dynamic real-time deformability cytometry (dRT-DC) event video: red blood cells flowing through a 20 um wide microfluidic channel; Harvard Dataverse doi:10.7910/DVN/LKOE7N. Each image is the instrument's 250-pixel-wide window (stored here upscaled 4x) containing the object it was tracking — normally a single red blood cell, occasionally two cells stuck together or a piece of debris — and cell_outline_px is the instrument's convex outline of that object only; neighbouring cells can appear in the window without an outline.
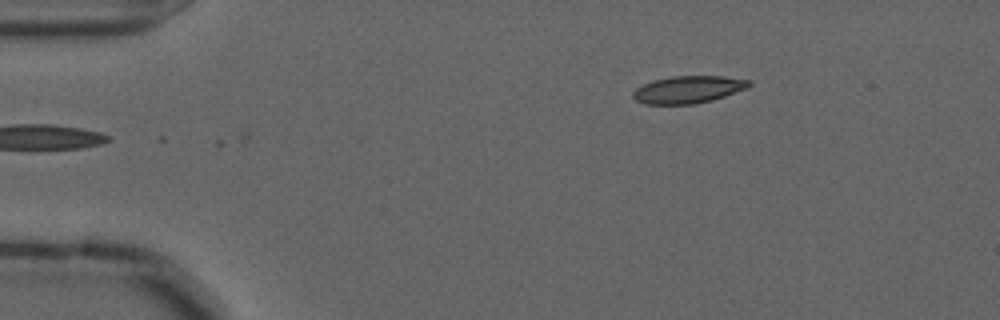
{"species": "common noctule bat (a hibernating species)", "species_latin": "Nyctalus noctula", "temperature_condition": "cold", "stored_images_in_passage": 46, "camera_frame_rate_fps": 3000, "um_per_image_px": 0.085, "animal": {"sex": "male", "forearm_length_mm": 52.5}, "frame": {"image": 1, "passage_image": 1, "time_ms": 0.0, "image_size_px": [1000, 320], "cell_outline_px": [[752, 84], [748, 88], [712, 100], [696, 104], [644, 104], [636, 100], [632, 96], [632, 92], [636, 88], [652, 80], [672, 76], [720, 76], [752, 80]], "centroid_in_image_um": [58.5, 7.61], "position_along_channel_um": 26.5, "area_um2": 18.55}}
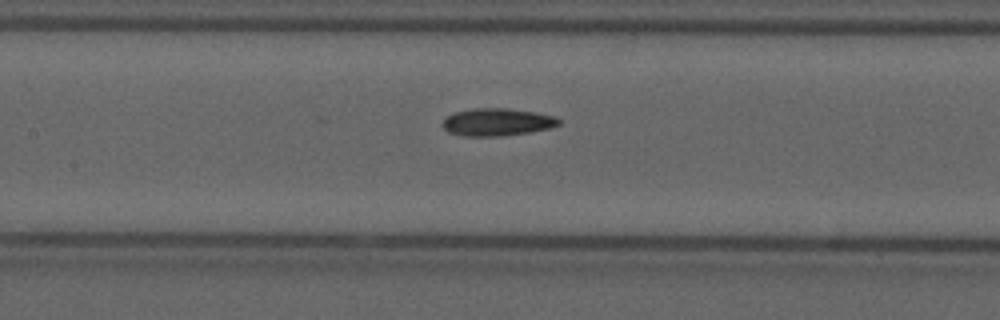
{"frame": {"image": 2, "passage_image": 18, "time_ms": 5.667, "image_size_px": [1000, 320], "cell_outline_px": [[560, 124], [548, 128], [528, 132], [500, 136], [464, 136], [448, 132], [440, 124], [444, 116], [452, 112], [472, 108], [508, 108], [536, 112], [556, 116], [560, 120]], "centroid_in_image_um": [42.19, 10.36], "position_along_channel_um": 165.2, "area_um2": 18.9}}
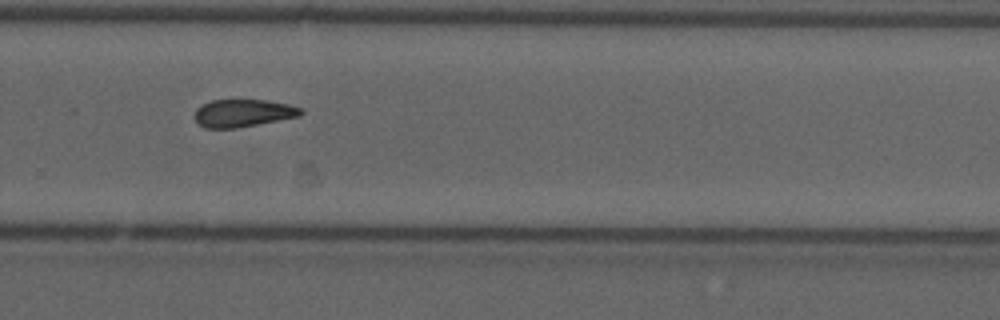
{"frame": {"image": 3, "passage_image": 30, "time_ms": 9.667, "image_size_px": [1000, 320], "cell_outline_px": [[304, 112], [300, 116], [236, 128], [204, 128], [196, 120], [196, 108], [212, 100], [268, 100], [288, 104], [300, 108]], "centroid_in_image_um": [20.68, 9.61], "position_along_channel_um": 309.1, "area_um2": 16.88}}